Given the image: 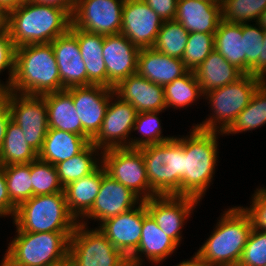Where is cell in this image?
<instances>
[{"mask_svg": "<svg viewBox=\"0 0 266 266\" xmlns=\"http://www.w3.org/2000/svg\"><path fill=\"white\" fill-rule=\"evenodd\" d=\"M101 181L102 164L91 174L81 177L64 187L69 212L77 221L91 209L99 193Z\"/></svg>", "mask_w": 266, "mask_h": 266, "instance_id": "29", "label": "cell"}, {"mask_svg": "<svg viewBox=\"0 0 266 266\" xmlns=\"http://www.w3.org/2000/svg\"><path fill=\"white\" fill-rule=\"evenodd\" d=\"M99 150V148L90 142L77 155L55 165L63 188L69 183L91 174L102 164V152L99 153ZM95 156L100 157L98 159Z\"/></svg>", "mask_w": 266, "mask_h": 266, "instance_id": "31", "label": "cell"}, {"mask_svg": "<svg viewBox=\"0 0 266 266\" xmlns=\"http://www.w3.org/2000/svg\"><path fill=\"white\" fill-rule=\"evenodd\" d=\"M266 124V80L257 88L250 103L239 113L223 135L255 130Z\"/></svg>", "mask_w": 266, "mask_h": 266, "instance_id": "33", "label": "cell"}, {"mask_svg": "<svg viewBox=\"0 0 266 266\" xmlns=\"http://www.w3.org/2000/svg\"><path fill=\"white\" fill-rule=\"evenodd\" d=\"M67 90L72 94L73 104L84 130V138L90 143L101 128L114 91L103 85L71 87Z\"/></svg>", "mask_w": 266, "mask_h": 266, "instance_id": "15", "label": "cell"}, {"mask_svg": "<svg viewBox=\"0 0 266 266\" xmlns=\"http://www.w3.org/2000/svg\"><path fill=\"white\" fill-rule=\"evenodd\" d=\"M147 212L158 227L177 245L181 244V231L199 200L189 196H155L144 201Z\"/></svg>", "mask_w": 266, "mask_h": 266, "instance_id": "14", "label": "cell"}, {"mask_svg": "<svg viewBox=\"0 0 266 266\" xmlns=\"http://www.w3.org/2000/svg\"><path fill=\"white\" fill-rule=\"evenodd\" d=\"M11 120V114L5 98L0 95V148L3 145L6 128Z\"/></svg>", "mask_w": 266, "mask_h": 266, "instance_id": "47", "label": "cell"}, {"mask_svg": "<svg viewBox=\"0 0 266 266\" xmlns=\"http://www.w3.org/2000/svg\"><path fill=\"white\" fill-rule=\"evenodd\" d=\"M174 20L189 33L215 34L222 20L221 4L202 0H178Z\"/></svg>", "mask_w": 266, "mask_h": 266, "instance_id": "23", "label": "cell"}, {"mask_svg": "<svg viewBox=\"0 0 266 266\" xmlns=\"http://www.w3.org/2000/svg\"><path fill=\"white\" fill-rule=\"evenodd\" d=\"M69 30L78 40L87 71V86H106V66L103 58L104 35L77 29L72 24Z\"/></svg>", "mask_w": 266, "mask_h": 266, "instance_id": "25", "label": "cell"}, {"mask_svg": "<svg viewBox=\"0 0 266 266\" xmlns=\"http://www.w3.org/2000/svg\"><path fill=\"white\" fill-rule=\"evenodd\" d=\"M22 3V0H0V6L6 8L9 12L18 8Z\"/></svg>", "mask_w": 266, "mask_h": 266, "instance_id": "52", "label": "cell"}, {"mask_svg": "<svg viewBox=\"0 0 266 266\" xmlns=\"http://www.w3.org/2000/svg\"><path fill=\"white\" fill-rule=\"evenodd\" d=\"M214 49V34L190 32L181 60L189 71H194Z\"/></svg>", "mask_w": 266, "mask_h": 266, "instance_id": "41", "label": "cell"}, {"mask_svg": "<svg viewBox=\"0 0 266 266\" xmlns=\"http://www.w3.org/2000/svg\"><path fill=\"white\" fill-rule=\"evenodd\" d=\"M257 23L264 29L266 30V9L262 12L260 15Z\"/></svg>", "mask_w": 266, "mask_h": 266, "instance_id": "53", "label": "cell"}, {"mask_svg": "<svg viewBox=\"0 0 266 266\" xmlns=\"http://www.w3.org/2000/svg\"><path fill=\"white\" fill-rule=\"evenodd\" d=\"M17 207L11 202L8 194L4 168L0 164V217L14 218Z\"/></svg>", "mask_w": 266, "mask_h": 266, "instance_id": "45", "label": "cell"}, {"mask_svg": "<svg viewBox=\"0 0 266 266\" xmlns=\"http://www.w3.org/2000/svg\"><path fill=\"white\" fill-rule=\"evenodd\" d=\"M137 113L129 102L113 93L101 128L91 143L99 148L100 152L113 148H130L129 134L133 132Z\"/></svg>", "mask_w": 266, "mask_h": 266, "instance_id": "13", "label": "cell"}, {"mask_svg": "<svg viewBox=\"0 0 266 266\" xmlns=\"http://www.w3.org/2000/svg\"><path fill=\"white\" fill-rule=\"evenodd\" d=\"M113 91L120 99L129 102L138 113L164 112L167 109L164 87L138 73L120 80L113 87Z\"/></svg>", "mask_w": 266, "mask_h": 266, "instance_id": "20", "label": "cell"}, {"mask_svg": "<svg viewBox=\"0 0 266 266\" xmlns=\"http://www.w3.org/2000/svg\"><path fill=\"white\" fill-rule=\"evenodd\" d=\"M125 0H78L72 14V25L100 35L119 34Z\"/></svg>", "mask_w": 266, "mask_h": 266, "instance_id": "12", "label": "cell"}, {"mask_svg": "<svg viewBox=\"0 0 266 266\" xmlns=\"http://www.w3.org/2000/svg\"><path fill=\"white\" fill-rule=\"evenodd\" d=\"M202 1L211 2L214 4H221L222 3V0H202Z\"/></svg>", "mask_w": 266, "mask_h": 266, "instance_id": "54", "label": "cell"}, {"mask_svg": "<svg viewBox=\"0 0 266 266\" xmlns=\"http://www.w3.org/2000/svg\"><path fill=\"white\" fill-rule=\"evenodd\" d=\"M178 245L168 237L156 224L153 217L147 212L143 201V226L141 240L137 250L128 258L130 266H142L143 258L153 264L163 263L178 249ZM140 254V255H139ZM143 255V256H142Z\"/></svg>", "mask_w": 266, "mask_h": 266, "instance_id": "22", "label": "cell"}, {"mask_svg": "<svg viewBox=\"0 0 266 266\" xmlns=\"http://www.w3.org/2000/svg\"><path fill=\"white\" fill-rule=\"evenodd\" d=\"M252 228L243 206L228 208L196 253L211 266H237Z\"/></svg>", "mask_w": 266, "mask_h": 266, "instance_id": "4", "label": "cell"}, {"mask_svg": "<svg viewBox=\"0 0 266 266\" xmlns=\"http://www.w3.org/2000/svg\"><path fill=\"white\" fill-rule=\"evenodd\" d=\"M175 266H211V265L203 258H201L197 253H195V255H193V257L190 258V260L187 259V261H182Z\"/></svg>", "mask_w": 266, "mask_h": 266, "instance_id": "51", "label": "cell"}, {"mask_svg": "<svg viewBox=\"0 0 266 266\" xmlns=\"http://www.w3.org/2000/svg\"><path fill=\"white\" fill-rule=\"evenodd\" d=\"M193 72L203 94L233 83L244 75L215 49Z\"/></svg>", "mask_w": 266, "mask_h": 266, "instance_id": "26", "label": "cell"}, {"mask_svg": "<svg viewBox=\"0 0 266 266\" xmlns=\"http://www.w3.org/2000/svg\"><path fill=\"white\" fill-rule=\"evenodd\" d=\"M141 201L130 189L108 175L102 165V181L99 193L91 209L78 222L88 225L86 222L88 219H92L101 224L108 218L136 207ZM83 219L87 221L85 222Z\"/></svg>", "mask_w": 266, "mask_h": 266, "instance_id": "16", "label": "cell"}, {"mask_svg": "<svg viewBox=\"0 0 266 266\" xmlns=\"http://www.w3.org/2000/svg\"><path fill=\"white\" fill-rule=\"evenodd\" d=\"M3 168L10 200L18 207L33 197L30 163L6 165Z\"/></svg>", "mask_w": 266, "mask_h": 266, "instance_id": "36", "label": "cell"}, {"mask_svg": "<svg viewBox=\"0 0 266 266\" xmlns=\"http://www.w3.org/2000/svg\"><path fill=\"white\" fill-rule=\"evenodd\" d=\"M101 159L106 173L142 201L156 196L150 189L143 155L138 148L108 149L102 151Z\"/></svg>", "mask_w": 266, "mask_h": 266, "instance_id": "10", "label": "cell"}, {"mask_svg": "<svg viewBox=\"0 0 266 266\" xmlns=\"http://www.w3.org/2000/svg\"><path fill=\"white\" fill-rule=\"evenodd\" d=\"M78 0H33V2L52 5L64 9L71 17Z\"/></svg>", "mask_w": 266, "mask_h": 266, "instance_id": "48", "label": "cell"}, {"mask_svg": "<svg viewBox=\"0 0 266 266\" xmlns=\"http://www.w3.org/2000/svg\"><path fill=\"white\" fill-rule=\"evenodd\" d=\"M163 21L174 20L178 0H143Z\"/></svg>", "mask_w": 266, "mask_h": 266, "instance_id": "46", "label": "cell"}, {"mask_svg": "<svg viewBox=\"0 0 266 266\" xmlns=\"http://www.w3.org/2000/svg\"><path fill=\"white\" fill-rule=\"evenodd\" d=\"M263 82L264 80L259 77L244 74L233 83L205 93L203 98L209 100L212 116L194 126L205 131L224 133L250 103L255 91Z\"/></svg>", "mask_w": 266, "mask_h": 266, "instance_id": "8", "label": "cell"}, {"mask_svg": "<svg viewBox=\"0 0 266 266\" xmlns=\"http://www.w3.org/2000/svg\"><path fill=\"white\" fill-rule=\"evenodd\" d=\"M106 238L127 258L138 248L143 226V201L138 206L98 224Z\"/></svg>", "mask_w": 266, "mask_h": 266, "instance_id": "19", "label": "cell"}, {"mask_svg": "<svg viewBox=\"0 0 266 266\" xmlns=\"http://www.w3.org/2000/svg\"><path fill=\"white\" fill-rule=\"evenodd\" d=\"M139 51L140 48L121 33L104 36L106 87L113 89L120 80L137 73Z\"/></svg>", "mask_w": 266, "mask_h": 266, "instance_id": "18", "label": "cell"}, {"mask_svg": "<svg viewBox=\"0 0 266 266\" xmlns=\"http://www.w3.org/2000/svg\"><path fill=\"white\" fill-rule=\"evenodd\" d=\"M188 71L180 58L165 55L153 47L139 51L137 73L155 84L164 87Z\"/></svg>", "mask_w": 266, "mask_h": 266, "instance_id": "24", "label": "cell"}, {"mask_svg": "<svg viewBox=\"0 0 266 266\" xmlns=\"http://www.w3.org/2000/svg\"><path fill=\"white\" fill-rule=\"evenodd\" d=\"M15 50L16 47L10 37L9 32L0 34V74L4 70H8V80L4 84L0 81V91L9 90L15 72Z\"/></svg>", "mask_w": 266, "mask_h": 266, "instance_id": "43", "label": "cell"}, {"mask_svg": "<svg viewBox=\"0 0 266 266\" xmlns=\"http://www.w3.org/2000/svg\"><path fill=\"white\" fill-rule=\"evenodd\" d=\"M72 17L62 8L23 2L9 12V34L17 48L22 45L50 43L65 34Z\"/></svg>", "mask_w": 266, "mask_h": 266, "instance_id": "2", "label": "cell"}, {"mask_svg": "<svg viewBox=\"0 0 266 266\" xmlns=\"http://www.w3.org/2000/svg\"><path fill=\"white\" fill-rule=\"evenodd\" d=\"M57 266H72L71 263L67 260L66 262L60 264V265H57Z\"/></svg>", "mask_w": 266, "mask_h": 266, "instance_id": "55", "label": "cell"}, {"mask_svg": "<svg viewBox=\"0 0 266 266\" xmlns=\"http://www.w3.org/2000/svg\"><path fill=\"white\" fill-rule=\"evenodd\" d=\"M61 90V78L51 42L16 48L15 72L8 91L42 96Z\"/></svg>", "mask_w": 266, "mask_h": 266, "instance_id": "1", "label": "cell"}, {"mask_svg": "<svg viewBox=\"0 0 266 266\" xmlns=\"http://www.w3.org/2000/svg\"><path fill=\"white\" fill-rule=\"evenodd\" d=\"M62 90L87 86V71L76 36L68 30L51 42Z\"/></svg>", "mask_w": 266, "mask_h": 266, "instance_id": "21", "label": "cell"}, {"mask_svg": "<svg viewBox=\"0 0 266 266\" xmlns=\"http://www.w3.org/2000/svg\"><path fill=\"white\" fill-rule=\"evenodd\" d=\"M9 30V11L0 6V34L8 33Z\"/></svg>", "mask_w": 266, "mask_h": 266, "instance_id": "50", "label": "cell"}, {"mask_svg": "<svg viewBox=\"0 0 266 266\" xmlns=\"http://www.w3.org/2000/svg\"><path fill=\"white\" fill-rule=\"evenodd\" d=\"M68 261L72 266H130L98 227L88 229L79 222L70 236Z\"/></svg>", "mask_w": 266, "mask_h": 266, "instance_id": "9", "label": "cell"}, {"mask_svg": "<svg viewBox=\"0 0 266 266\" xmlns=\"http://www.w3.org/2000/svg\"><path fill=\"white\" fill-rule=\"evenodd\" d=\"M251 200L250 207L243 209L250 215L253 228L266 232V188L258 187Z\"/></svg>", "mask_w": 266, "mask_h": 266, "instance_id": "44", "label": "cell"}, {"mask_svg": "<svg viewBox=\"0 0 266 266\" xmlns=\"http://www.w3.org/2000/svg\"><path fill=\"white\" fill-rule=\"evenodd\" d=\"M13 224L16 232H73L78 221L69 212L65 193H53L22 202Z\"/></svg>", "mask_w": 266, "mask_h": 266, "instance_id": "6", "label": "cell"}, {"mask_svg": "<svg viewBox=\"0 0 266 266\" xmlns=\"http://www.w3.org/2000/svg\"><path fill=\"white\" fill-rule=\"evenodd\" d=\"M33 196L64 193L54 165L40 159L30 162Z\"/></svg>", "mask_w": 266, "mask_h": 266, "instance_id": "39", "label": "cell"}, {"mask_svg": "<svg viewBox=\"0 0 266 266\" xmlns=\"http://www.w3.org/2000/svg\"><path fill=\"white\" fill-rule=\"evenodd\" d=\"M266 30H264V40L262 47V57L258 60V77L266 80Z\"/></svg>", "mask_w": 266, "mask_h": 266, "instance_id": "49", "label": "cell"}, {"mask_svg": "<svg viewBox=\"0 0 266 266\" xmlns=\"http://www.w3.org/2000/svg\"><path fill=\"white\" fill-rule=\"evenodd\" d=\"M265 9L266 0H222L221 3L222 20L237 24L257 22Z\"/></svg>", "mask_w": 266, "mask_h": 266, "instance_id": "38", "label": "cell"}, {"mask_svg": "<svg viewBox=\"0 0 266 266\" xmlns=\"http://www.w3.org/2000/svg\"><path fill=\"white\" fill-rule=\"evenodd\" d=\"M214 38L215 50L245 74L242 24L221 20Z\"/></svg>", "mask_w": 266, "mask_h": 266, "instance_id": "30", "label": "cell"}, {"mask_svg": "<svg viewBox=\"0 0 266 266\" xmlns=\"http://www.w3.org/2000/svg\"><path fill=\"white\" fill-rule=\"evenodd\" d=\"M47 106L48 128L63 130L84 137V130L67 90L42 95Z\"/></svg>", "mask_w": 266, "mask_h": 266, "instance_id": "27", "label": "cell"}, {"mask_svg": "<svg viewBox=\"0 0 266 266\" xmlns=\"http://www.w3.org/2000/svg\"><path fill=\"white\" fill-rule=\"evenodd\" d=\"M0 266H57L68 260L73 232H15Z\"/></svg>", "mask_w": 266, "mask_h": 266, "instance_id": "5", "label": "cell"}, {"mask_svg": "<svg viewBox=\"0 0 266 266\" xmlns=\"http://www.w3.org/2000/svg\"><path fill=\"white\" fill-rule=\"evenodd\" d=\"M159 113L161 112L137 113L133 131L137 130L141 138H130V148H141L147 145L164 143L174 138V136L164 137L162 135Z\"/></svg>", "mask_w": 266, "mask_h": 266, "instance_id": "37", "label": "cell"}, {"mask_svg": "<svg viewBox=\"0 0 266 266\" xmlns=\"http://www.w3.org/2000/svg\"><path fill=\"white\" fill-rule=\"evenodd\" d=\"M163 22L143 0H125L120 33L140 49L150 48L155 44Z\"/></svg>", "mask_w": 266, "mask_h": 266, "instance_id": "17", "label": "cell"}, {"mask_svg": "<svg viewBox=\"0 0 266 266\" xmlns=\"http://www.w3.org/2000/svg\"><path fill=\"white\" fill-rule=\"evenodd\" d=\"M189 32L176 20L164 21L153 48L172 57L182 59Z\"/></svg>", "mask_w": 266, "mask_h": 266, "instance_id": "35", "label": "cell"}, {"mask_svg": "<svg viewBox=\"0 0 266 266\" xmlns=\"http://www.w3.org/2000/svg\"><path fill=\"white\" fill-rule=\"evenodd\" d=\"M242 37L245 53V74L258 77V60L262 57L264 29L257 22L255 25L244 23L242 24Z\"/></svg>", "mask_w": 266, "mask_h": 266, "instance_id": "40", "label": "cell"}, {"mask_svg": "<svg viewBox=\"0 0 266 266\" xmlns=\"http://www.w3.org/2000/svg\"><path fill=\"white\" fill-rule=\"evenodd\" d=\"M24 136L21 128L10 120L0 148L2 166L30 163L38 158V153L26 142Z\"/></svg>", "mask_w": 266, "mask_h": 266, "instance_id": "32", "label": "cell"}, {"mask_svg": "<svg viewBox=\"0 0 266 266\" xmlns=\"http://www.w3.org/2000/svg\"><path fill=\"white\" fill-rule=\"evenodd\" d=\"M9 107L11 120L24 133L26 142L38 153L48 131L47 106L43 96L3 91Z\"/></svg>", "mask_w": 266, "mask_h": 266, "instance_id": "11", "label": "cell"}, {"mask_svg": "<svg viewBox=\"0 0 266 266\" xmlns=\"http://www.w3.org/2000/svg\"><path fill=\"white\" fill-rule=\"evenodd\" d=\"M266 264V232L252 228L237 266Z\"/></svg>", "mask_w": 266, "mask_h": 266, "instance_id": "42", "label": "cell"}, {"mask_svg": "<svg viewBox=\"0 0 266 266\" xmlns=\"http://www.w3.org/2000/svg\"><path fill=\"white\" fill-rule=\"evenodd\" d=\"M138 149L143 155L151 191L156 196H183V146L173 138Z\"/></svg>", "mask_w": 266, "mask_h": 266, "instance_id": "7", "label": "cell"}, {"mask_svg": "<svg viewBox=\"0 0 266 266\" xmlns=\"http://www.w3.org/2000/svg\"><path fill=\"white\" fill-rule=\"evenodd\" d=\"M164 94L166 107L176 108V110L191 106L198 99H201L200 97H204L193 71H188L182 77L166 84L164 86Z\"/></svg>", "mask_w": 266, "mask_h": 266, "instance_id": "34", "label": "cell"}, {"mask_svg": "<svg viewBox=\"0 0 266 266\" xmlns=\"http://www.w3.org/2000/svg\"><path fill=\"white\" fill-rule=\"evenodd\" d=\"M192 127L186 137L174 138L184 149L183 196L201 201L213 180L218 162V135L223 133Z\"/></svg>", "mask_w": 266, "mask_h": 266, "instance_id": "3", "label": "cell"}, {"mask_svg": "<svg viewBox=\"0 0 266 266\" xmlns=\"http://www.w3.org/2000/svg\"><path fill=\"white\" fill-rule=\"evenodd\" d=\"M89 142L81 135L48 128L38 159L56 165L80 153Z\"/></svg>", "mask_w": 266, "mask_h": 266, "instance_id": "28", "label": "cell"}]
</instances>
